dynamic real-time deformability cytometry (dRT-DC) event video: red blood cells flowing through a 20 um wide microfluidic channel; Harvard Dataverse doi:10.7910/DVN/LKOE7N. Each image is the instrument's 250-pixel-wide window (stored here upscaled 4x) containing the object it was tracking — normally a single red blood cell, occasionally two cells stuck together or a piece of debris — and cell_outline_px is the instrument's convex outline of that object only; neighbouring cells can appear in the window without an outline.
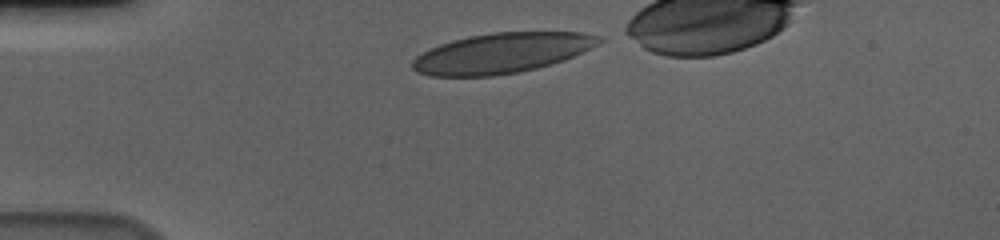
{"species": "human", "species_latin": "Homo sapiens", "temperature_condition": "cold", "stored_images_in_passage": 34, "camera_frame_rate_fps": 3000, "um_per_image_px": 0.085, "donor": {"sex": "male"}, "frame": {"image": 1, "passage_image": 1, "time_ms": 0.0, "image_size_px": [1000, 240], "cell_outline_px": [[604, 40], [600, 44], [564, 60], [536, 68], [520, 72], [492, 76], [432, 76], [416, 72], [412, 68], [412, 60], [416, 56], [440, 44], [452, 40], [468, 36], [492, 32], [580, 32], [604, 36]], "centroid_in_image_um": [42.68, 4.5], "position_along_channel_um": 42.3, "area_um2": 43.75}}
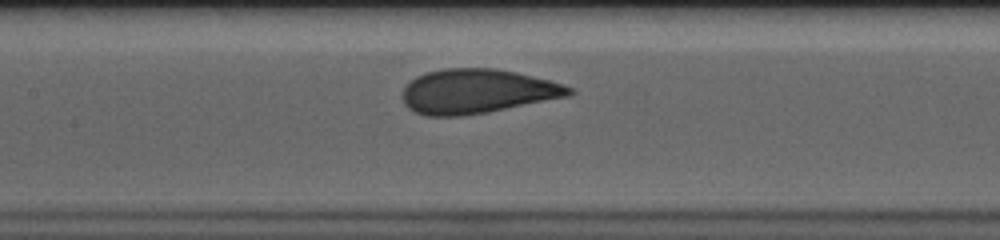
{"frame": {"image": 2, "passage_image": 14, "time_ms": 4.333, "image_size_px": [1000, 240], "cell_outline_px": [[576, 92], [568, 96], [488, 112], [460, 116], [424, 116], [408, 108], [404, 104], [404, 88], [416, 76], [428, 72], [444, 68], [496, 68], [516, 72], [564, 84], [572, 88]], "centroid_in_image_um": [40.56, 7.76], "position_along_channel_um": 166.8, "area_um2": 42.89}}
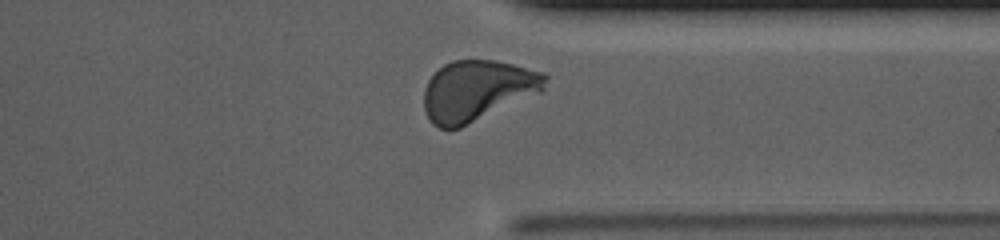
{"frame": {"image": 3, "passage_image": 31, "time_ms": 10.0, "image_size_px": [1000, 240], "cell_outline_px": [[548, 76], [544, 88], [540, 92], [460, 128], [448, 132], [432, 124], [428, 120], [424, 108], [424, 88], [428, 80], [444, 64], [452, 60], [492, 60], [512, 64], [544, 72]], "centroid_in_image_um": [40.54, 7.72], "position_along_channel_um": 370.9, "area_um2": 42.95}, "authors_computed_cell_mechanics": {"area_um2": 42.8876, "velocity_mm_per_s": 3.6184, "shape_relaxation_time_tau1_ms": 3.9424, "shape_relaxation_time_tau2_ms": null, "deformation_change_tau1": 0.1558, "deformation_change_tau2": null}}